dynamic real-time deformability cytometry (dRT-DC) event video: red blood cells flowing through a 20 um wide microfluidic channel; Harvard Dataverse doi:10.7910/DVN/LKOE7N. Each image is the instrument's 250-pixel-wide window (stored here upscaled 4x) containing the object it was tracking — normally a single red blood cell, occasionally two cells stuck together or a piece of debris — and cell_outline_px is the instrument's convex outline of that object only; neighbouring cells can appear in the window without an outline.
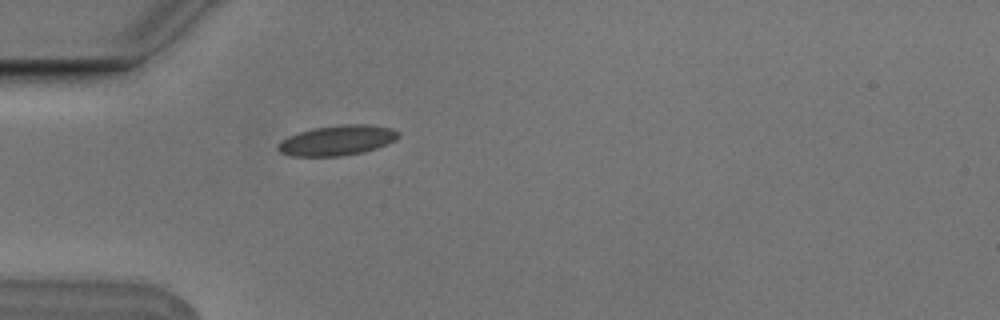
{"species": "Egyptian fruit bat (a non-hibernating species)", "species_latin": "Rousettus aegyptiacus", "temperature_condition": "cold", "stored_images_in_passage": 1, "camera_frame_rate_fps": 3000, "um_per_image_px": 0.085, "animal": {"sex": "male"}, "frame": {"image": 1, "passage_image": 1, "time_ms": 0.0, "image_size_px": [1000, 320], "cell_outline_px": [[400, 136], [396, 140], [388, 144], [364, 152], [340, 156], [292, 156], [280, 152], [276, 148], [276, 144], [280, 140], [288, 136], [312, 128], [344, 124], [364, 124], [392, 128], [400, 132]], "centroid_in_image_um": [28.66, 11.93], "position_along_channel_um": 56.3, "area_um2": 21.33}}